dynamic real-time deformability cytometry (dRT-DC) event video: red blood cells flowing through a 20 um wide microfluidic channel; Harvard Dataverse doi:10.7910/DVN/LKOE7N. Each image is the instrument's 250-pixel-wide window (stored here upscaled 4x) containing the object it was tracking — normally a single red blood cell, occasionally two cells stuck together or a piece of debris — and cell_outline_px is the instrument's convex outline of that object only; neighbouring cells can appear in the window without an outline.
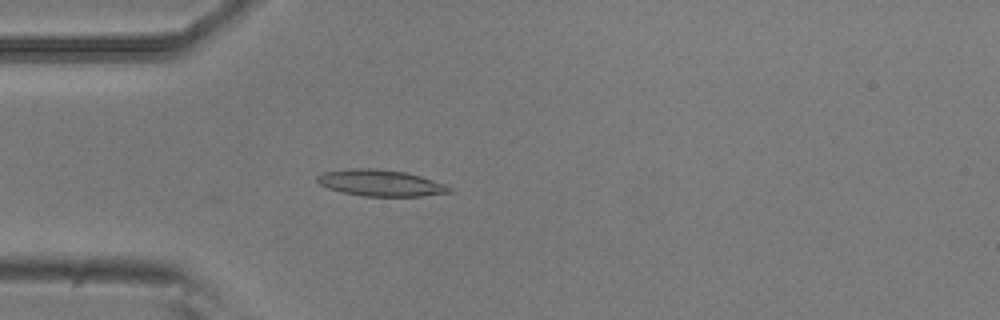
{"species": "common noctule bat (a hibernating species)", "species_latin": "Nyctalus noctula", "temperature_condition": "room temperature", "stored_images_in_passage": 41, "camera_frame_rate_fps": 3000, "um_per_image_px": 0.085, "animal": {"sex": "male", "body_mass_g": 20.5, "forearm_length_mm": 52.5}, "frame": {"image": 1, "passage_image": 3, "time_ms": 0.667, "image_size_px": [1000, 320], "cell_outline_px": [[452, 192], [420, 196], [360, 196], [328, 188], [320, 184], [316, 180], [316, 176], [324, 172], [348, 168], [376, 168], [404, 172], [420, 176], [444, 184], [452, 188]], "centroid_in_image_um": [32.32, 15.55], "position_along_channel_um": 52.7, "area_um2": 20.23}}
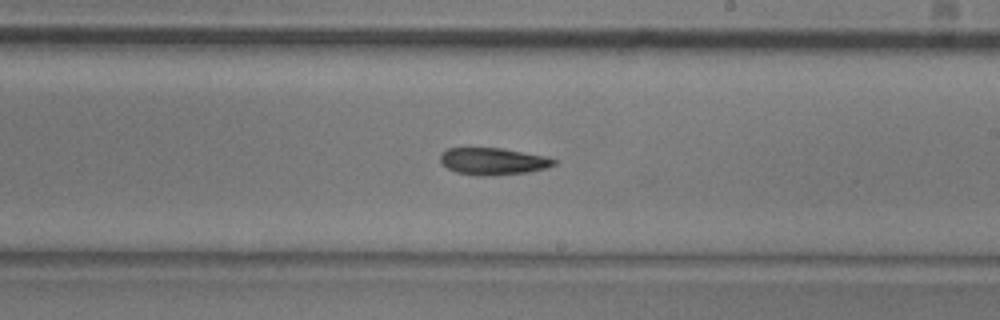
{"frame": {"image": 2, "passage_image": 19, "time_ms": 6.0, "image_size_px": [1000, 320], "cell_outline_px": [[556, 164], [548, 168], [528, 172], [492, 176], [480, 176], [456, 172], [448, 168], [440, 160], [440, 152], [448, 148], [500, 148], [548, 156], [556, 160]], "centroid_in_image_um": [41.94, 13.71], "position_along_channel_um": 247.1, "area_um2": 18.03}}
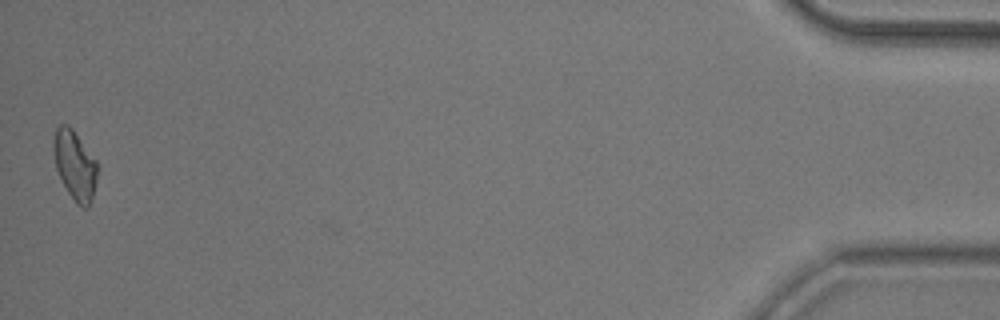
{"frame": {"image": 3, "passage_image": 41, "time_ms": 13.333, "image_size_px": [1000, 320], "cell_outline_px": [[96, 180], [92, 196], [88, 208], [84, 208], [76, 204], [68, 192], [56, 168], [52, 148], [52, 140], [56, 128], [60, 124], [68, 124], [72, 128], [96, 160]], "centroid_in_image_um": [6.33, 14.0], "position_along_channel_um": 428.9, "area_um2": 17.51}, "authors_computed_cell_mechanics": {"area_um2": 17.9758, "velocity_mm_per_s": 3.7692, "shape_relaxation_time_tau1_ms": 4.6515, "shape_relaxation_time_tau2_ms": 5.3687, "deformation_change_tau1": 0.1345, "deformation_change_tau2": 0.1203}}